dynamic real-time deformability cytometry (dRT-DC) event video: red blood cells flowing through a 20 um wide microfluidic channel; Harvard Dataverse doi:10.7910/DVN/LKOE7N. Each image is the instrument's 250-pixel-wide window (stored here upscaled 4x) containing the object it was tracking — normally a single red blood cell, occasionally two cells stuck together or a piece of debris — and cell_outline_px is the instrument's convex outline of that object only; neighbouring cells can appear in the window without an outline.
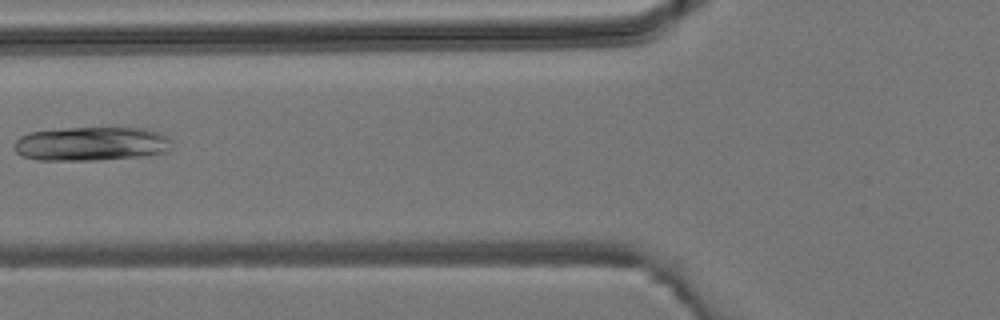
{"species": "common noctule bat (a hibernating species)", "species_latin": "Nyctalus noctula", "temperature_condition": "room temperature", "stored_images_in_passage": 5, "camera_frame_rate_fps": 3000, "um_per_image_px": 0.085, "animal": {"sex": "male", "body_mass_g": 19.2, "forearm_length_mm": 51.8}, "frame": {"image": 1, "passage_image": 5, "time_ms": 4.667, "image_size_px": [1000, 320], "cell_outline_px": [[168, 152], [144, 156], [100, 160], [36, 160], [24, 156], [16, 152], [12, 148], [16, 140], [20, 136], [28, 132], [68, 128], [144, 128], [160, 132], [168, 136]], "centroid_in_image_um": [7.73, 12.23], "position_along_channel_um": 118.1, "area_um2": 31.33}}